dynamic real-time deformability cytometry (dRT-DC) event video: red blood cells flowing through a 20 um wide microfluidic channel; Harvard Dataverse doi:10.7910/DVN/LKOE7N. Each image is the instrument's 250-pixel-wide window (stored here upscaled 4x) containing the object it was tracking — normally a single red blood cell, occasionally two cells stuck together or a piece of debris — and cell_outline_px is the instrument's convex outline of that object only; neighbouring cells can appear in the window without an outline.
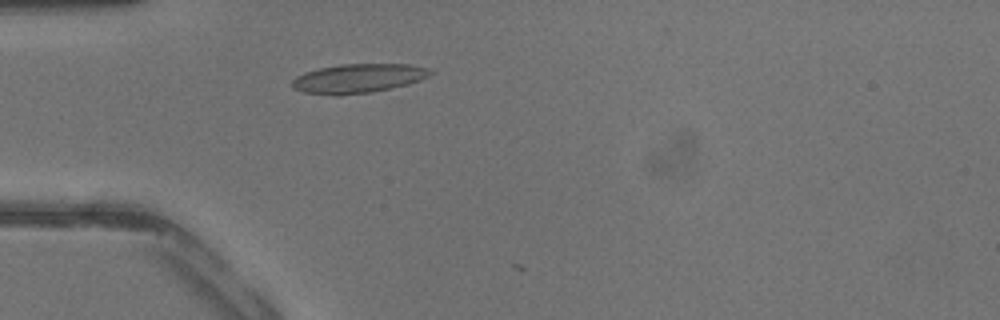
{"species": "common noctule bat (a hibernating species)", "species_latin": "Nyctalus noctula", "temperature_condition": "warm", "stored_images_in_passage": 4, "camera_frame_rate_fps": 3000, "um_per_image_px": 0.085, "animal": {"sex": "male", "body_mass_g": 13.3}, "frame": {"image": 1, "passage_image": 2, "time_ms": 0.333, "image_size_px": [1000, 320], "cell_outline_px": [[436, 72], [420, 80], [408, 84], [372, 92], [340, 96], [336, 96], [304, 92], [292, 88], [292, 80], [296, 76], [304, 72], [320, 68], [340, 64], [408, 64], [432, 68]], "centroid_in_image_um": [30.47, 6.66], "position_along_channel_um": 54.5, "area_um2": 23.76}}